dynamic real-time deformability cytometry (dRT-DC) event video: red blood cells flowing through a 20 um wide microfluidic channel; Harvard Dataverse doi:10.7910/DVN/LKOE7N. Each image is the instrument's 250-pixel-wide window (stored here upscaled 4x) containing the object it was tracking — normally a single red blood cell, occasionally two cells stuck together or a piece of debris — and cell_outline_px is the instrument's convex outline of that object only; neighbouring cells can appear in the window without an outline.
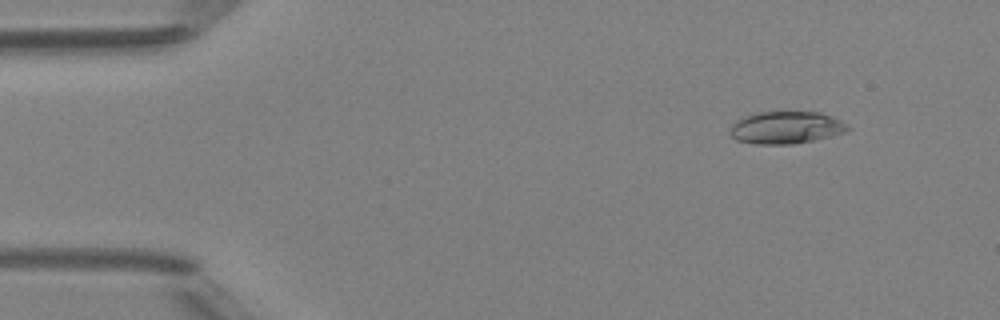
{"species": "Egyptian fruit bat (a non-hibernating species)", "species_latin": "Rousettus aegyptiacus", "temperature_condition": "room temperature", "stored_images_in_passage": 49, "camera_frame_rate_fps": 3000, "um_per_image_px": 0.085, "animal": {"sex": "female"}, "frame": {"image": 1, "passage_image": 5, "time_ms": 1.333, "image_size_px": [1000, 320], "cell_outline_px": [[852, 128], [848, 132], [812, 140], [792, 144], [756, 144], [736, 140], [728, 132], [732, 124], [736, 120], [756, 112], [820, 112], [832, 116], [848, 124]], "centroid_in_image_um": [66.83, 10.84], "position_along_channel_um": 18.2, "area_um2": 22.31}}
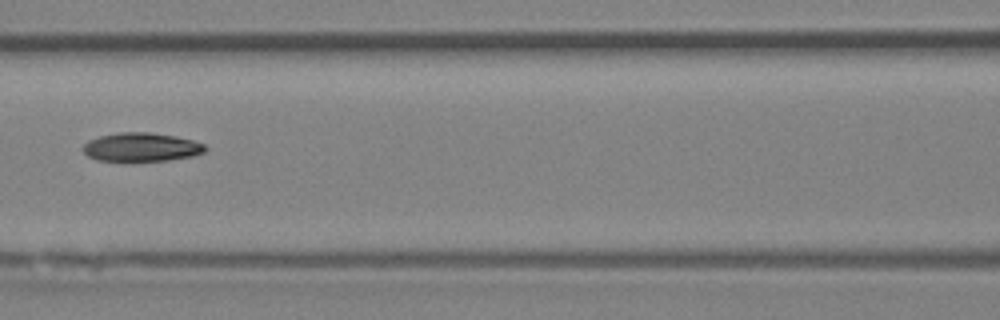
{"frame": {"image": 2, "passage_image": 22, "time_ms": 7.0, "image_size_px": [1000, 320], "cell_outline_px": [[208, 148], [204, 152], [192, 156], [168, 160], [96, 160], [88, 156], [80, 148], [88, 140], [100, 136], [120, 132], [148, 132], [176, 136], [192, 140], [204, 144]], "centroid_in_image_um": [12.0, 12.49], "position_along_channel_um": 154.6, "area_um2": 20.29}}
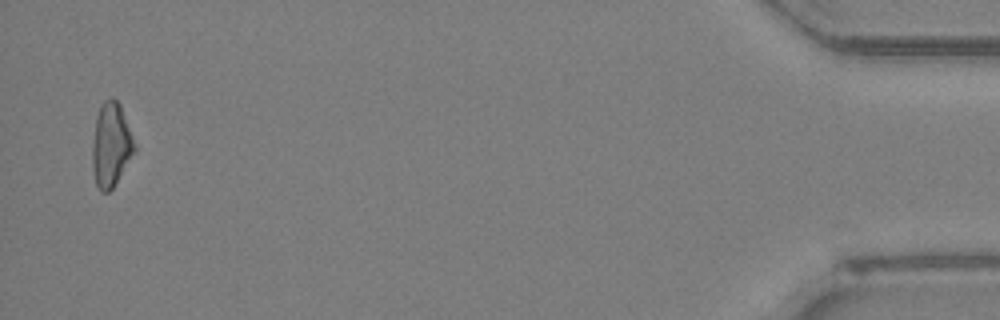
{"frame": {"image": 3, "passage_image": 48, "time_ms": 15.667, "image_size_px": [1000, 320], "cell_outline_px": [[136, 152], [112, 188], [108, 192], [100, 192], [96, 184], [92, 168], [92, 144], [96, 116], [100, 104], [104, 100], [112, 96], [120, 104], [132, 136], [136, 148]], "centroid_in_image_um": [9.42, 12.31], "position_along_channel_um": 425.8, "area_um2": 20.75}, "authors_computed_cell_mechanics": {"area_um2": 21.097, "velocity_mm_per_s": 4.1706, "shape_relaxation_time_tau1_ms": 6.1995, "shape_relaxation_time_tau2_ms": null, "deformation_change_tau1": 0.1406, "deformation_change_tau2": null}}